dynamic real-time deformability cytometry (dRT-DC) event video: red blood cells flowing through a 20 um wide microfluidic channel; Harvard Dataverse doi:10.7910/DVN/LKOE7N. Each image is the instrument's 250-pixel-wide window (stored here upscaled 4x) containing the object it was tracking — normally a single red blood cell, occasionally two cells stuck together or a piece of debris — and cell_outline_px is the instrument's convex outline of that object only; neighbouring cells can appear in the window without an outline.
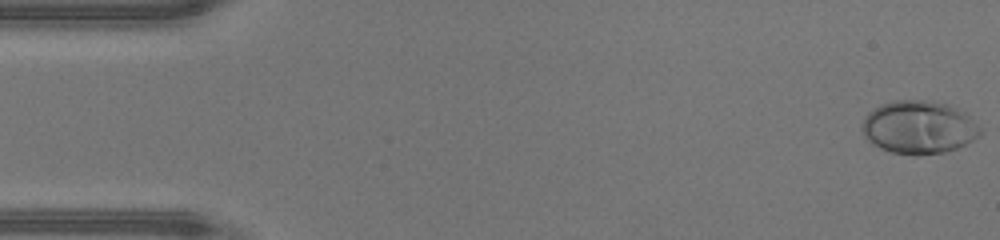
{"species": "human", "species_latin": "Homo sapiens", "temperature_condition": "warm", "stored_images_in_passage": 15, "camera_frame_rate_fps": 3000, "um_per_image_px": 0.085, "donor": {"sex": "male"}, "frame": {"image": 1, "passage_image": 1, "time_ms": 0.0, "image_size_px": [1000, 240], "cell_outline_px": [[984, 132], [980, 136], [956, 148], [944, 152], [916, 156], [892, 152], [880, 148], [872, 144], [864, 136], [860, 128], [864, 116], [868, 112], [880, 104], [896, 100], [924, 100], [948, 104], [964, 112]], "centroid_in_image_um": [78.06, 10.82], "position_along_channel_um": 6.9, "area_um2": 36.7}}
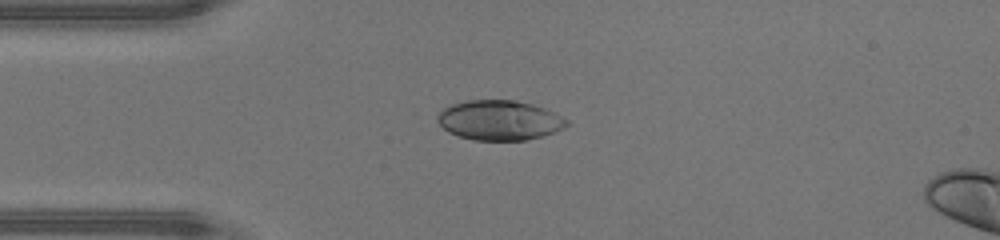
{"frame": {"image": 2, "passage_image": 12, "time_ms": 3.667, "image_size_px": [1000, 240], "cell_outline_px": [[572, 124], [556, 132], [524, 140], [476, 140], [460, 136], [448, 132], [436, 120], [436, 116], [444, 108], [452, 104], [468, 100], [516, 100], [532, 104], [544, 108], [568, 120]], "centroid_in_image_um": [42.47, 10.22], "position_along_channel_um": 42.5, "area_um2": 29.94}}